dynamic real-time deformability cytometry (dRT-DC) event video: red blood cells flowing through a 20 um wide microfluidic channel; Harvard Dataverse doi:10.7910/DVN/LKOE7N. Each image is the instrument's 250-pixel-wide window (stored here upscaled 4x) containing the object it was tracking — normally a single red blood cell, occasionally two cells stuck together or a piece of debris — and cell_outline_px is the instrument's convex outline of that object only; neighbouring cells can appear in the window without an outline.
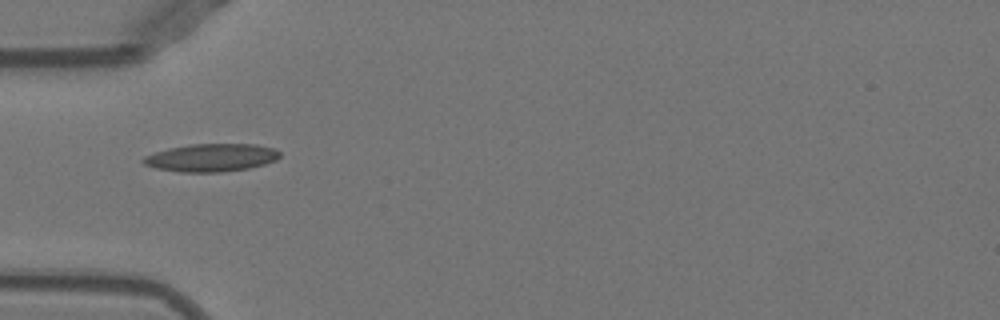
{"species": "Egyptian fruit bat (a non-hibernating species)", "species_latin": "Rousettus aegyptiacus", "temperature_condition": "warm", "stored_images_in_passage": 36, "camera_frame_rate_fps": 3000, "um_per_image_px": 0.085, "animal": {"sex": "female"}, "frame": {"image": 1, "passage_image": 1, "time_ms": 0.0, "image_size_px": [1000, 320], "cell_outline_px": [[280, 156], [276, 160], [264, 164], [248, 168], [220, 172], [180, 172], [156, 168], [144, 164], [140, 160], [144, 156], [168, 148], [188, 144], [256, 144], [276, 148], [280, 152]], "centroid_in_image_um": [17.96, 13.39], "position_along_channel_um": 67.0, "area_um2": 22.25}}
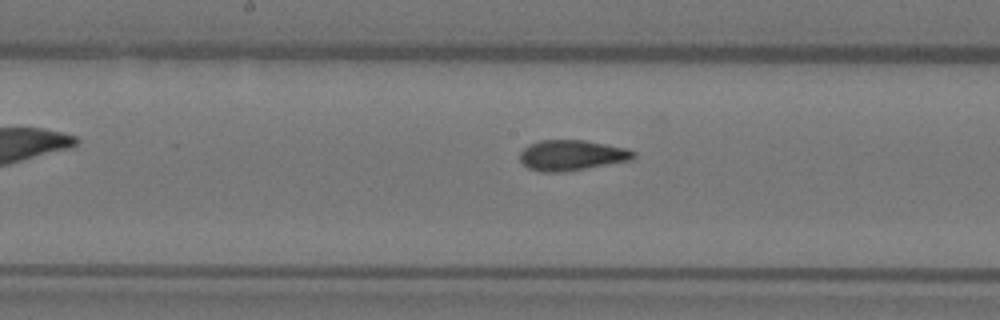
{"frame": {"image": 2, "passage_image": 11, "time_ms": 3.333, "image_size_px": [1000, 320], "cell_outline_px": [[636, 156], [632, 160], [568, 172], [540, 172], [528, 168], [520, 160], [520, 152], [528, 144], [540, 140], [584, 140], [628, 148], [636, 152]], "centroid_in_image_um": [48.62, 13.2], "position_along_channel_um": 199.6, "area_um2": 20.52}}
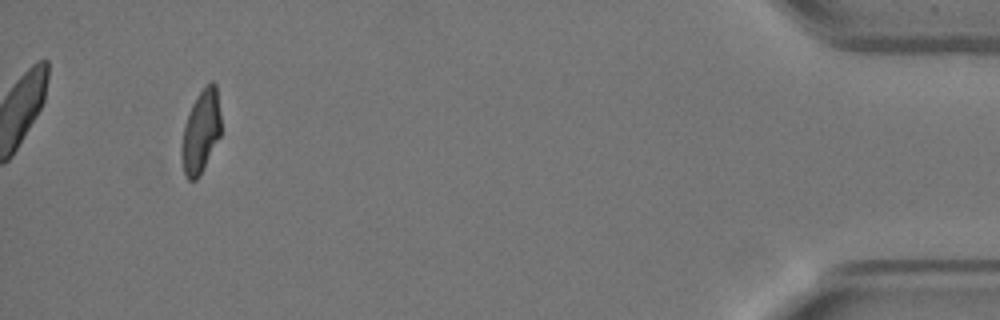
{"frame": {"image": 3, "passage_image": 33, "time_ms": 10.667, "image_size_px": [1000, 320], "cell_outline_px": [[220, 136], [200, 176], [196, 180], [188, 180], [184, 176], [180, 156], [180, 148], [184, 124], [192, 104], [196, 96], [212, 80], [216, 84], [220, 116]], "centroid_in_image_um": [17.04, 11.24], "position_along_channel_um": 418.2, "area_um2": 19.19}, "authors_computed_cell_mechanics": {"area_um2": 19.8832, "velocity_mm_per_s": 3.963, "shape_relaxation_time_tau1_ms": 8.0504, "shape_relaxation_time_tau2_ms": 1.2827, "deformation_change_tau1": 0.2306, "deformation_change_tau2": 0.0822}}